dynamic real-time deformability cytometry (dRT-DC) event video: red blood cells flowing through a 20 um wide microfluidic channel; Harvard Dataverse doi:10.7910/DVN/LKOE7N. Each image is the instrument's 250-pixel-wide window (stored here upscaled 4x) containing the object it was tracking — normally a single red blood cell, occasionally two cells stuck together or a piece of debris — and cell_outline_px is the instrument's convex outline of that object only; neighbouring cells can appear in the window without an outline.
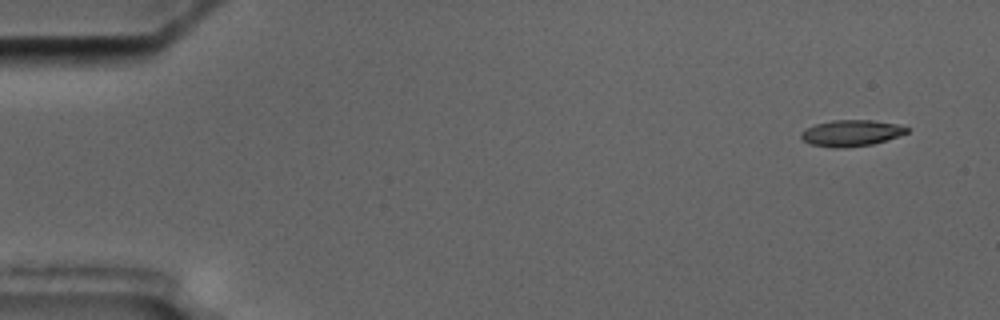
{"species": "common noctule bat (a hibernating species)", "species_latin": "Nyctalus noctula", "temperature_condition": "cold", "stored_images_in_passage": 5, "camera_frame_rate_fps": 3000, "um_per_image_px": 0.085, "animal": {"sex": "male", "body_mass_g": 17.5, "forearm_length_mm": 52.3}, "frame": {"image": 1, "passage_image": 1, "time_ms": 0.0, "image_size_px": [1000, 320], "cell_outline_px": [[908, 132], [872, 144], [844, 148], [832, 148], [812, 144], [804, 140], [800, 136], [800, 132], [816, 124], [832, 120], [872, 120], [896, 124], [908, 128]], "centroid_in_image_um": [72.32, 11.31], "position_along_channel_um": 12.7, "area_um2": 15.9}}
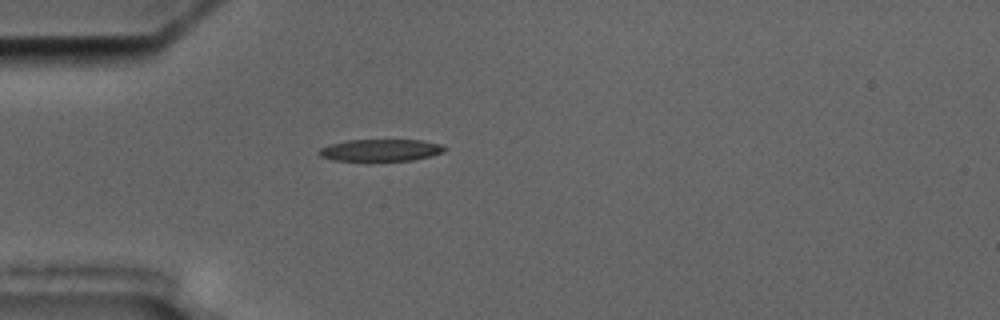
{"frame": {"image": 2, "passage_image": 5, "time_ms": 4.333, "image_size_px": [1000, 320], "cell_outline_px": [[448, 148], [444, 152], [432, 156], [412, 160], [332, 160], [320, 156], [316, 152], [320, 148], [328, 144], [348, 140], [420, 140], [444, 144]], "centroid_in_image_um": [32.38, 12.75], "position_along_channel_um": 52.6, "area_um2": 16.18}}